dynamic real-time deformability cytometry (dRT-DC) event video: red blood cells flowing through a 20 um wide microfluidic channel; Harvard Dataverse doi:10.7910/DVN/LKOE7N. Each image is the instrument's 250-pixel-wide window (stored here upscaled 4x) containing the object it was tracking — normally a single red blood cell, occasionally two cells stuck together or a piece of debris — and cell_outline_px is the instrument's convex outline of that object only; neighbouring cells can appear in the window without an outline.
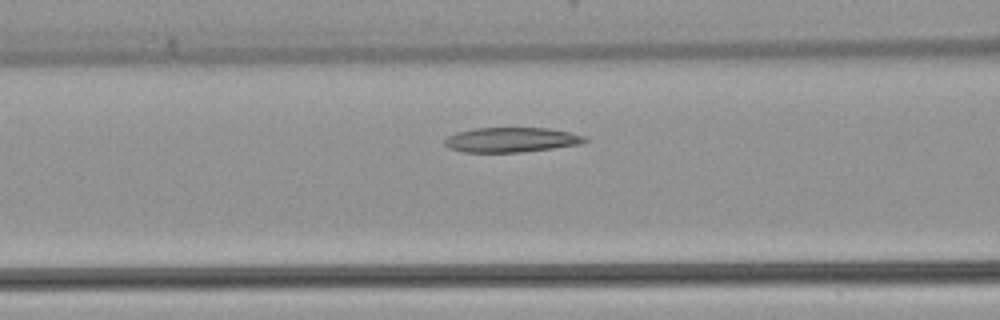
{"species": "common noctule bat (a hibernating species)", "species_latin": "Nyctalus noctula", "temperature_condition": "warm", "stored_images_in_passage": 9, "camera_frame_rate_fps": 3000, "um_per_image_px": 0.085, "animal": {"sex": "female", "body_mass_g": 22.7, "forearm_length_mm": 54.2}, "frame": {"image": 1, "passage_image": 7, "time_ms": 2.0, "image_size_px": [1000, 320], "cell_outline_px": [[588, 140], [580, 144], [552, 148], [520, 152], [464, 152], [448, 148], [444, 144], [444, 140], [448, 136], [456, 132], [476, 128], [548, 128], [568, 132], [584, 136]], "centroid_in_image_um": [43.42, 11.88], "position_along_channel_um": 123.2, "area_um2": 20.11}}